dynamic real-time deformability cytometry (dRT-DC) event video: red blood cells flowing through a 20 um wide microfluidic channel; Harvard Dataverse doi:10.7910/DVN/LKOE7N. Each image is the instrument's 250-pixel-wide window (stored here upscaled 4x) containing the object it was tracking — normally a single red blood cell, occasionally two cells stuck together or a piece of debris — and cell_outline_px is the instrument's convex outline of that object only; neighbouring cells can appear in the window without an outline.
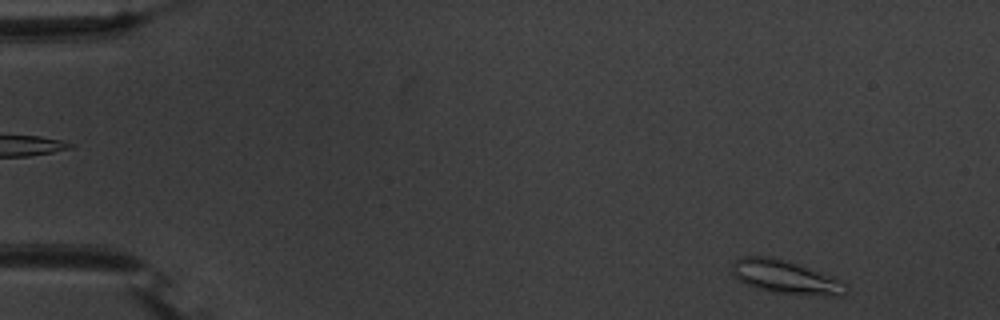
{"species": "common noctule bat (a hibernating species)", "species_latin": "Nyctalus noctula", "temperature_condition": "warm", "stored_images_in_passage": 52, "camera_frame_rate_fps": 3000, "um_per_image_px": 0.085, "animal": {"sex": "male", "body_mass_g": 20.1, "forearm_length_mm": 53.5}, "frame": {"image": 1, "passage_image": 2, "time_ms": 0.333, "image_size_px": [1000, 320], "cell_outline_px": [[848, 292], [844, 296], [808, 296], [772, 292], [756, 288], [736, 280], [732, 276], [732, 264], [736, 260], [744, 256], [768, 256], [796, 264], [840, 280], [848, 288]], "centroid_in_image_um": [66.75, 23.59], "position_along_channel_um": 18.3, "area_um2": 22.2}}
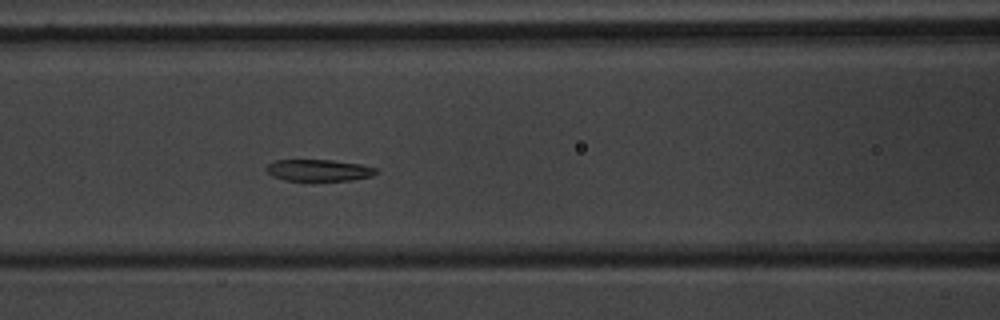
{"frame": {"image": 2, "passage_image": 21, "time_ms": 6.667, "image_size_px": [1000, 320], "cell_outline_px": [[380, 172], [372, 176], [352, 180], [284, 180], [272, 176], [264, 168], [268, 164], [276, 160], [332, 160], [360, 164], [376, 168]], "centroid_in_image_um": [27.11, 14.47], "position_along_channel_um": 139.5, "area_um2": 13.81}}
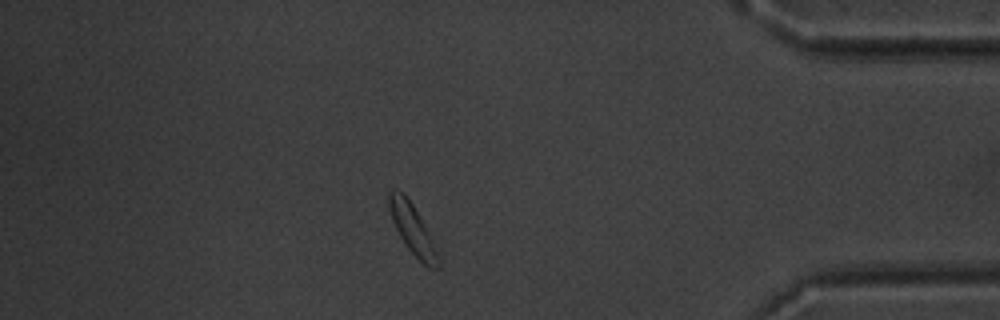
{"frame": {"image": 3, "passage_image": 45, "time_ms": 14.667, "image_size_px": [1000, 320], "cell_outline_px": [[440, 268], [428, 268], [408, 248], [400, 236], [392, 220], [388, 204], [388, 192], [392, 188], [396, 188], [404, 192], [412, 204], [428, 236], [440, 264]], "centroid_in_image_um": [34.96, 19.4], "position_along_channel_um": 400.2, "area_um2": 13.35}, "authors_computed_cell_mechanics": {"area_um2": 15.5193, "velocity_mm_per_s": 3.6759, "shape_relaxation_time_tau1_ms": null, "shape_relaxation_time_tau2_ms": 2.033, "deformation_change_tau1": null, "deformation_change_tau2": 0.0762}}